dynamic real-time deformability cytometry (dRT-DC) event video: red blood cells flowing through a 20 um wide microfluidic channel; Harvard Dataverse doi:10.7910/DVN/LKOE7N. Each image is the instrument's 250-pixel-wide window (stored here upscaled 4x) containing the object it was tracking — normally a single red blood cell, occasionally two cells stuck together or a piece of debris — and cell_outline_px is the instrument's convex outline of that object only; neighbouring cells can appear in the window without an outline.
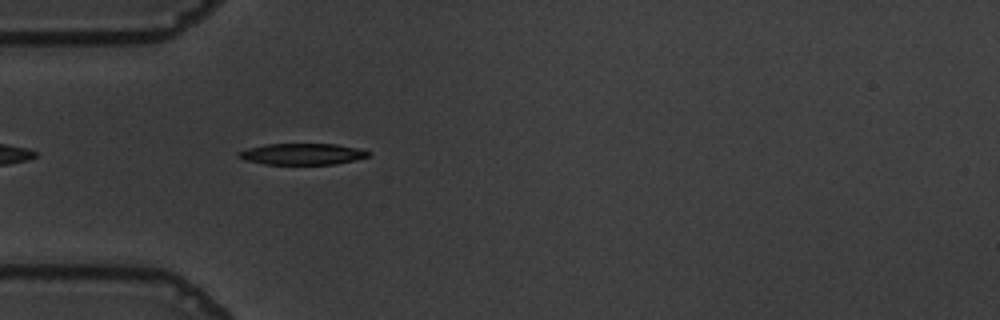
{"species": "common noctule bat (a hibernating species)", "species_latin": "Nyctalus noctula", "temperature_condition": "warm", "stored_images_in_passage": 44, "camera_frame_rate_fps": 3000, "um_per_image_px": 0.085, "animal": {"sex": "male", "body_mass_g": 19.5, "forearm_length_mm": 54.6}, "frame": {"image": 1, "passage_image": 5, "time_ms": 1.333, "image_size_px": [1000, 320], "cell_outline_px": [[372, 152], [368, 156], [356, 160], [336, 164], [264, 164], [244, 160], [236, 156], [236, 152], [248, 148], [264, 144], [336, 144], [356, 148]], "centroid_in_image_um": [25.65, 13.09], "position_along_channel_um": 59.3, "area_um2": 16.18}}
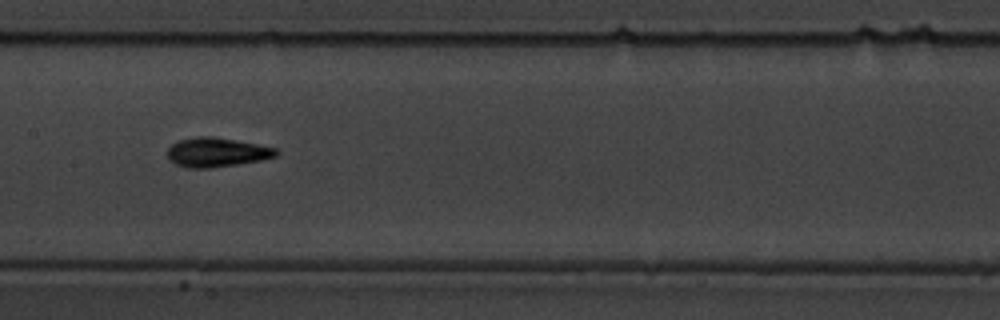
{"frame": {"image": 2, "passage_image": 16, "time_ms": 5.0, "image_size_px": [1000, 320], "cell_outline_px": [[280, 152], [276, 156], [264, 160], [212, 168], [188, 168], [176, 164], [168, 156], [168, 148], [172, 144], [180, 140], [196, 136], [212, 136], [236, 140], [276, 148]], "centroid_in_image_um": [18.45, 12.95], "position_along_channel_um": 188.9, "area_um2": 18.55}}
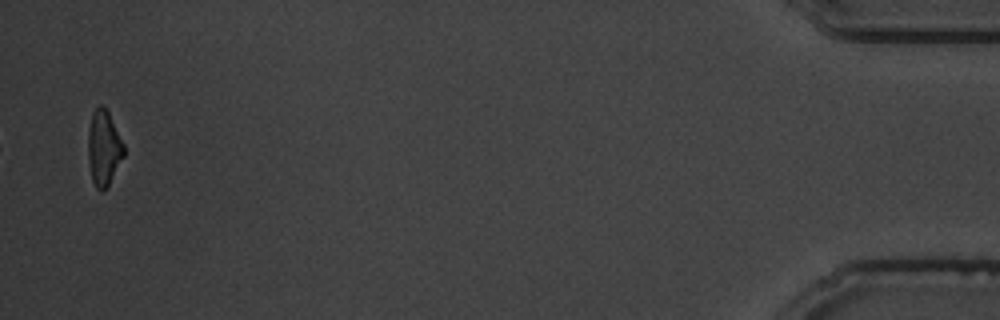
{"frame": {"image": 3, "passage_image": 43, "time_ms": 14.0, "image_size_px": [1000, 320], "cell_outline_px": [[124, 156], [104, 192], [100, 192], [96, 188], [92, 180], [88, 160], [88, 132], [92, 112], [100, 104], [104, 104], [124, 144]], "centroid_in_image_um": [8.81, 12.58], "position_along_channel_um": 426.4, "area_um2": 15.72}, "authors_computed_cell_mechanics": {"area_um2": 16.6175, "velocity_mm_per_s": 3.6183, "shape_relaxation_time_tau1_ms": 2.1043, "shape_relaxation_time_tau2_ms": 2.4766, "deformation_change_tau1": 0.1633, "deformation_change_tau2": 0.1091}}